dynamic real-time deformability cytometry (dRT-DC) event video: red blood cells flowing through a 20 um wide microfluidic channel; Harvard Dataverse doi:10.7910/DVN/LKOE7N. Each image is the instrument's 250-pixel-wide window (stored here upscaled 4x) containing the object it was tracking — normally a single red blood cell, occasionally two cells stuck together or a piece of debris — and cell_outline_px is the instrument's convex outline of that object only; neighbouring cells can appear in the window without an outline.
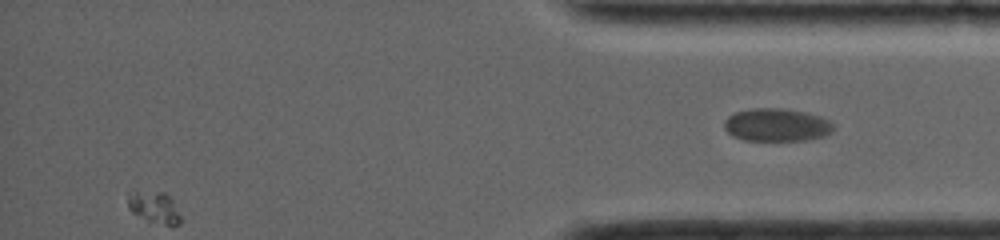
{"species": "common noctule bat (a hibernating species)", "species_latin": "Nyctalus noctula", "temperature_condition": "room temperature", "stored_images_in_passage": 61, "segment_of_instrument_passage": [2, 2], "camera_frame_rate_fps": 4000, "um_per_image_px": 0.085, "animal": {"sex": "female", "body_mass_g": 19.0, "forearm_length_mm": 56.7}, "frame": {"image": 1, "passage_image": 61, "time_ms": 12.75, "image_size_px": [1000, 240], "cell_outline_px": [[836, 128], [832, 132], [824, 136], [808, 140], [744, 140], [732, 136], [724, 128], [724, 120], [728, 116], [736, 112], [752, 108], [784, 108], [804, 112], [820, 116], [828, 120]], "centroid_in_image_um": [66.02, 10.62], "position_along_channel_um": 369.2, "area_um2": 21.04}}